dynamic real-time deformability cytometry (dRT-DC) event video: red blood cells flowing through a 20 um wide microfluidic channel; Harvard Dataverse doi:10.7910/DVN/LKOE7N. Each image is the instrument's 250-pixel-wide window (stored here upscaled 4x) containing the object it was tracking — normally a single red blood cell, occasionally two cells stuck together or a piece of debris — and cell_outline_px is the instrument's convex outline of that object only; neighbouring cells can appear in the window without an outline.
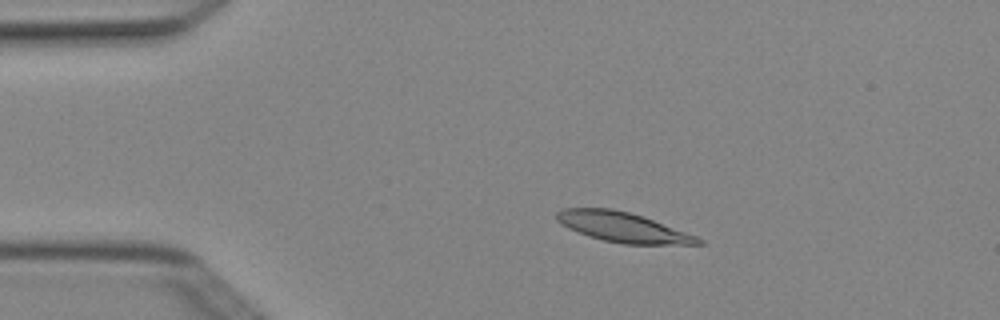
{"species": "Egyptian fruit bat (a non-hibernating species)", "species_latin": "Rousettus aegyptiacus", "temperature_condition": "cold", "stored_images_in_passage": 4, "camera_frame_rate_fps": 3000, "um_per_image_px": 0.085, "animal": {"sex": "female"}, "frame": {"image": 1, "passage_image": 2, "time_ms": 0.333, "image_size_px": [1000, 320], "cell_outline_px": [[704, 244], [624, 244], [604, 240], [588, 236], [568, 228], [556, 220], [556, 212], [564, 208], [612, 208], [644, 216], [696, 236], [704, 240]], "centroid_in_image_um": [52.93, 19.3], "position_along_channel_um": 32.1, "area_um2": 24.51}}
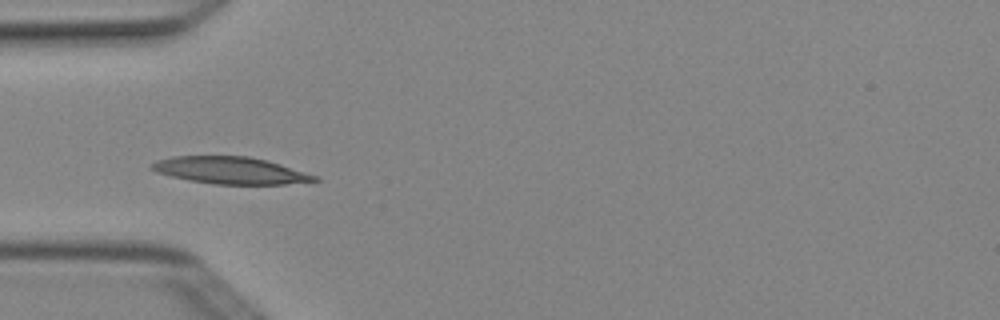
{"frame": {"image": 2, "passage_image": 3, "time_ms": 0.667, "image_size_px": [1000, 320], "cell_outline_px": [[320, 180], [284, 184], [212, 184], [188, 180], [156, 172], [148, 168], [148, 164], [156, 160], [172, 156], [248, 156], [268, 160], [316, 176]], "centroid_in_image_um": [19.5, 14.47], "position_along_channel_um": 65.5, "area_um2": 25.61}}
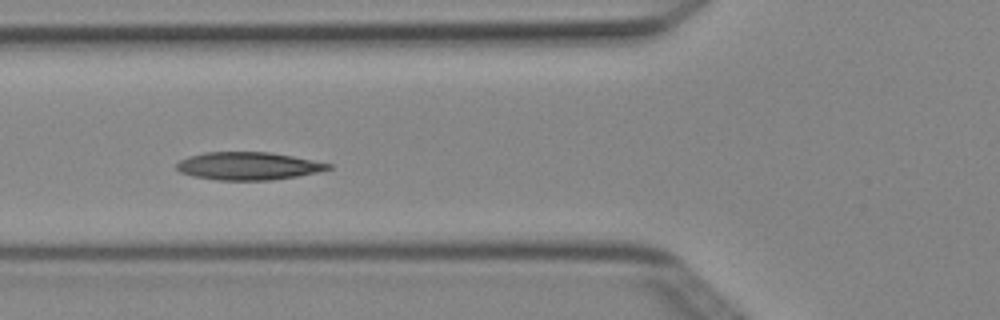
{"frame": {"image": 3, "passage_image": 4, "time_ms": 1.0, "image_size_px": [1000, 320], "cell_outline_px": [[332, 168], [316, 172], [296, 176], [272, 180], [216, 180], [192, 176], [180, 172], [176, 168], [176, 164], [180, 160], [188, 156], [204, 152], [272, 152], [332, 164]], "centroid_in_image_um": [21.06, 14.1], "position_along_channel_um": 104.7, "area_um2": 24.57}}